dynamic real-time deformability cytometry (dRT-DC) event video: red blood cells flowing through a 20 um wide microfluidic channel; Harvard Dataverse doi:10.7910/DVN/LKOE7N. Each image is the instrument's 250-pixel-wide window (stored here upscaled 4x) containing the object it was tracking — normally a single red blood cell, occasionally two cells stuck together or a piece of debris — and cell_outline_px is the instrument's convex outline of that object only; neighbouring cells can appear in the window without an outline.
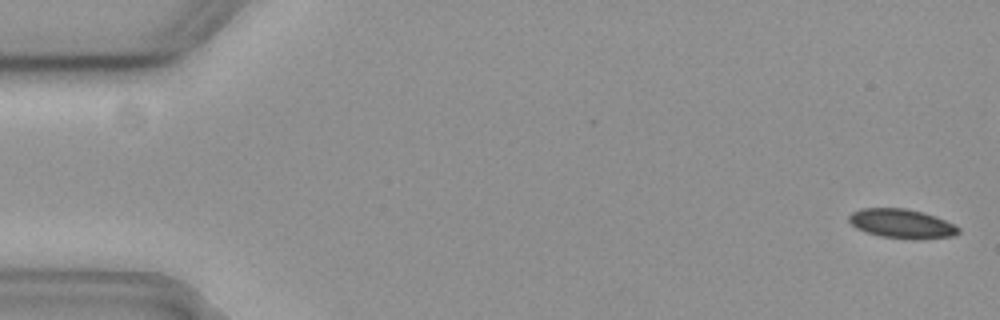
{"species": "common noctule bat (a hibernating species)", "species_latin": "Nyctalus noctula", "temperature_condition": "cold", "stored_images_in_passage": 12, "camera_frame_rate_fps": 3000, "um_per_image_px": 0.085, "animal": {"sex": "female", "body_mass_g": 19.3, "forearm_length_mm": 54.1}, "frame": {"image": 1, "passage_image": 2, "time_ms": 0.333, "image_size_px": [1000, 320], "cell_outline_px": [[960, 232], [952, 236], [880, 236], [856, 228], [848, 220], [848, 216], [852, 212], [860, 208], [904, 208], [936, 216], [960, 228]], "centroid_in_image_um": [76.56, 18.94], "position_along_channel_um": 8.4, "area_um2": 17.51}}